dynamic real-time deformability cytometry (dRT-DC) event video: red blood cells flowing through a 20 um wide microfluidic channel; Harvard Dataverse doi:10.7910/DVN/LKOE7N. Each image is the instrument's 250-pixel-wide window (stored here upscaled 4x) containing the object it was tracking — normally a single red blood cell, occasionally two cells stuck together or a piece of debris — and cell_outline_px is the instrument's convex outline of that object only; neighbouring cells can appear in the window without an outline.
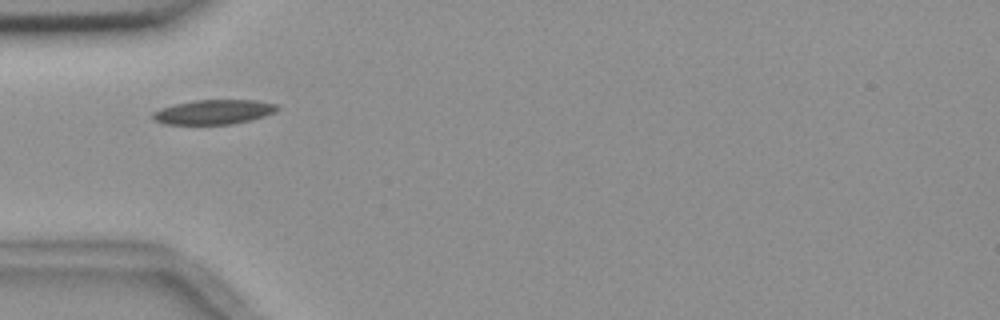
{"species": "common noctule bat (a hibernating species)", "species_latin": "Nyctalus noctula", "temperature_condition": "room temperature", "stored_images_in_passage": 2, "camera_frame_rate_fps": 3000, "um_per_image_px": 0.085, "animal": {"sex": "female", "body_mass_g": 18.4}, "frame": {"image": 1, "passage_image": 1, "time_ms": 0.0, "image_size_px": [1000, 320], "cell_outline_px": [[280, 108], [276, 112], [264, 116], [248, 120], [228, 124], [164, 124], [152, 120], [152, 112], [160, 108], [192, 100], [256, 100], [280, 104]], "centroid_in_image_um": [18.17, 9.51], "position_along_channel_um": 66.8, "area_um2": 17.92}}